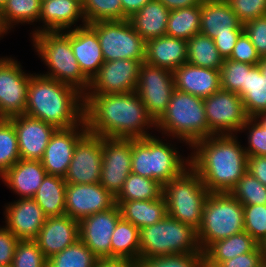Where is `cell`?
<instances>
[{"label": "cell", "mask_w": 266, "mask_h": 267, "mask_svg": "<svg viewBox=\"0 0 266 267\" xmlns=\"http://www.w3.org/2000/svg\"><path fill=\"white\" fill-rule=\"evenodd\" d=\"M82 20V24L77 22ZM32 35L45 31H67L86 25L82 10V0H42L39 24ZM76 25L73 27V25ZM73 27V28H72Z\"/></svg>", "instance_id": "cell-22"}, {"label": "cell", "mask_w": 266, "mask_h": 267, "mask_svg": "<svg viewBox=\"0 0 266 267\" xmlns=\"http://www.w3.org/2000/svg\"><path fill=\"white\" fill-rule=\"evenodd\" d=\"M151 0H121L123 8V20L129 19L137 13L147 2Z\"/></svg>", "instance_id": "cell-56"}, {"label": "cell", "mask_w": 266, "mask_h": 267, "mask_svg": "<svg viewBox=\"0 0 266 267\" xmlns=\"http://www.w3.org/2000/svg\"><path fill=\"white\" fill-rule=\"evenodd\" d=\"M115 202L120 208L122 218L135 225L139 230L163 220L168 215L163 196L154 200Z\"/></svg>", "instance_id": "cell-30"}, {"label": "cell", "mask_w": 266, "mask_h": 267, "mask_svg": "<svg viewBox=\"0 0 266 267\" xmlns=\"http://www.w3.org/2000/svg\"><path fill=\"white\" fill-rule=\"evenodd\" d=\"M6 2H7V0H0V7H3Z\"/></svg>", "instance_id": "cell-62"}, {"label": "cell", "mask_w": 266, "mask_h": 267, "mask_svg": "<svg viewBox=\"0 0 266 267\" xmlns=\"http://www.w3.org/2000/svg\"><path fill=\"white\" fill-rule=\"evenodd\" d=\"M82 10L87 24L123 20L121 0H82Z\"/></svg>", "instance_id": "cell-41"}, {"label": "cell", "mask_w": 266, "mask_h": 267, "mask_svg": "<svg viewBox=\"0 0 266 267\" xmlns=\"http://www.w3.org/2000/svg\"><path fill=\"white\" fill-rule=\"evenodd\" d=\"M224 59L217 50L214 40L198 33L187 40V63L214 70H220Z\"/></svg>", "instance_id": "cell-35"}, {"label": "cell", "mask_w": 266, "mask_h": 267, "mask_svg": "<svg viewBox=\"0 0 266 267\" xmlns=\"http://www.w3.org/2000/svg\"><path fill=\"white\" fill-rule=\"evenodd\" d=\"M263 254V260L266 262V239L260 244Z\"/></svg>", "instance_id": "cell-61"}, {"label": "cell", "mask_w": 266, "mask_h": 267, "mask_svg": "<svg viewBox=\"0 0 266 267\" xmlns=\"http://www.w3.org/2000/svg\"><path fill=\"white\" fill-rule=\"evenodd\" d=\"M253 65L224 59L220 68L221 89L238 93L242 87H246L247 70Z\"/></svg>", "instance_id": "cell-43"}, {"label": "cell", "mask_w": 266, "mask_h": 267, "mask_svg": "<svg viewBox=\"0 0 266 267\" xmlns=\"http://www.w3.org/2000/svg\"><path fill=\"white\" fill-rule=\"evenodd\" d=\"M155 136L132 139L131 173L159 182L162 186L190 167V156L183 157L172 143Z\"/></svg>", "instance_id": "cell-4"}, {"label": "cell", "mask_w": 266, "mask_h": 267, "mask_svg": "<svg viewBox=\"0 0 266 267\" xmlns=\"http://www.w3.org/2000/svg\"><path fill=\"white\" fill-rule=\"evenodd\" d=\"M264 262L261 246L252 252L238 255L233 259L221 262L217 267H258Z\"/></svg>", "instance_id": "cell-52"}, {"label": "cell", "mask_w": 266, "mask_h": 267, "mask_svg": "<svg viewBox=\"0 0 266 267\" xmlns=\"http://www.w3.org/2000/svg\"><path fill=\"white\" fill-rule=\"evenodd\" d=\"M140 230L121 218L111 237V258L140 260Z\"/></svg>", "instance_id": "cell-33"}, {"label": "cell", "mask_w": 266, "mask_h": 267, "mask_svg": "<svg viewBox=\"0 0 266 267\" xmlns=\"http://www.w3.org/2000/svg\"><path fill=\"white\" fill-rule=\"evenodd\" d=\"M99 260L79 239L47 259V267H95Z\"/></svg>", "instance_id": "cell-38"}, {"label": "cell", "mask_w": 266, "mask_h": 267, "mask_svg": "<svg viewBox=\"0 0 266 267\" xmlns=\"http://www.w3.org/2000/svg\"><path fill=\"white\" fill-rule=\"evenodd\" d=\"M70 44L81 72L91 81L105 62L97 33L88 24L73 28Z\"/></svg>", "instance_id": "cell-24"}, {"label": "cell", "mask_w": 266, "mask_h": 267, "mask_svg": "<svg viewBox=\"0 0 266 267\" xmlns=\"http://www.w3.org/2000/svg\"><path fill=\"white\" fill-rule=\"evenodd\" d=\"M156 130L172 140L184 142L189 148L198 140L207 138L204 100L175 89L166 112L156 122Z\"/></svg>", "instance_id": "cell-6"}, {"label": "cell", "mask_w": 266, "mask_h": 267, "mask_svg": "<svg viewBox=\"0 0 266 267\" xmlns=\"http://www.w3.org/2000/svg\"><path fill=\"white\" fill-rule=\"evenodd\" d=\"M96 33L105 61L117 59L145 61L146 42L128 19L88 24Z\"/></svg>", "instance_id": "cell-10"}, {"label": "cell", "mask_w": 266, "mask_h": 267, "mask_svg": "<svg viewBox=\"0 0 266 267\" xmlns=\"http://www.w3.org/2000/svg\"><path fill=\"white\" fill-rule=\"evenodd\" d=\"M243 32H230V34L217 35L213 40L223 59H228L236 45L237 39Z\"/></svg>", "instance_id": "cell-53"}, {"label": "cell", "mask_w": 266, "mask_h": 267, "mask_svg": "<svg viewBox=\"0 0 266 267\" xmlns=\"http://www.w3.org/2000/svg\"><path fill=\"white\" fill-rule=\"evenodd\" d=\"M15 58H0V118L23 115L31 73L22 69Z\"/></svg>", "instance_id": "cell-13"}, {"label": "cell", "mask_w": 266, "mask_h": 267, "mask_svg": "<svg viewBox=\"0 0 266 267\" xmlns=\"http://www.w3.org/2000/svg\"><path fill=\"white\" fill-rule=\"evenodd\" d=\"M247 130L248 145L244 147L247 156H266V129L254 117H250L240 132Z\"/></svg>", "instance_id": "cell-47"}, {"label": "cell", "mask_w": 266, "mask_h": 267, "mask_svg": "<svg viewBox=\"0 0 266 267\" xmlns=\"http://www.w3.org/2000/svg\"><path fill=\"white\" fill-rule=\"evenodd\" d=\"M259 244L243 231L212 243L204 252V267H217L221 262L252 252Z\"/></svg>", "instance_id": "cell-31"}, {"label": "cell", "mask_w": 266, "mask_h": 267, "mask_svg": "<svg viewBox=\"0 0 266 267\" xmlns=\"http://www.w3.org/2000/svg\"><path fill=\"white\" fill-rule=\"evenodd\" d=\"M140 267H204L203 253H181L139 260Z\"/></svg>", "instance_id": "cell-45"}, {"label": "cell", "mask_w": 266, "mask_h": 267, "mask_svg": "<svg viewBox=\"0 0 266 267\" xmlns=\"http://www.w3.org/2000/svg\"><path fill=\"white\" fill-rule=\"evenodd\" d=\"M100 184L114 197L131 173L132 139L103 137Z\"/></svg>", "instance_id": "cell-15"}, {"label": "cell", "mask_w": 266, "mask_h": 267, "mask_svg": "<svg viewBox=\"0 0 266 267\" xmlns=\"http://www.w3.org/2000/svg\"><path fill=\"white\" fill-rule=\"evenodd\" d=\"M174 90L173 71L145 61L141 63L135 92L155 122L166 112Z\"/></svg>", "instance_id": "cell-12"}, {"label": "cell", "mask_w": 266, "mask_h": 267, "mask_svg": "<svg viewBox=\"0 0 266 267\" xmlns=\"http://www.w3.org/2000/svg\"><path fill=\"white\" fill-rule=\"evenodd\" d=\"M66 186L67 183L63 177L46 174L43 178L33 199L41 207L47 218L66 214Z\"/></svg>", "instance_id": "cell-32"}, {"label": "cell", "mask_w": 266, "mask_h": 267, "mask_svg": "<svg viewBox=\"0 0 266 267\" xmlns=\"http://www.w3.org/2000/svg\"><path fill=\"white\" fill-rule=\"evenodd\" d=\"M258 267H266V262L264 261L260 266Z\"/></svg>", "instance_id": "cell-63"}, {"label": "cell", "mask_w": 266, "mask_h": 267, "mask_svg": "<svg viewBox=\"0 0 266 267\" xmlns=\"http://www.w3.org/2000/svg\"><path fill=\"white\" fill-rule=\"evenodd\" d=\"M175 89L205 99L221 89L220 70L185 63L173 71Z\"/></svg>", "instance_id": "cell-25"}, {"label": "cell", "mask_w": 266, "mask_h": 267, "mask_svg": "<svg viewBox=\"0 0 266 267\" xmlns=\"http://www.w3.org/2000/svg\"><path fill=\"white\" fill-rule=\"evenodd\" d=\"M261 74L266 77V57H261V60L258 63Z\"/></svg>", "instance_id": "cell-60"}, {"label": "cell", "mask_w": 266, "mask_h": 267, "mask_svg": "<svg viewBox=\"0 0 266 267\" xmlns=\"http://www.w3.org/2000/svg\"><path fill=\"white\" fill-rule=\"evenodd\" d=\"M209 194L201 177L188 167L181 175L163 185L162 196L166 201L168 215L197 231Z\"/></svg>", "instance_id": "cell-8"}, {"label": "cell", "mask_w": 266, "mask_h": 267, "mask_svg": "<svg viewBox=\"0 0 266 267\" xmlns=\"http://www.w3.org/2000/svg\"><path fill=\"white\" fill-rule=\"evenodd\" d=\"M141 62L132 59L105 61L91 79L85 94H115L135 92Z\"/></svg>", "instance_id": "cell-16"}, {"label": "cell", "mask_w": 266, "mask_h": 267, "mask_svg": "<svg viewBox=\"0 0 266 267\" xmlns=\"http://www.w3.org/2000/svg\"><path fill=\"white\" fill-rule=\"evenodd\" d=\"M11 267H47V258L35 240H19Z\"/></svg>", "instance_id": "cell-44"}, {"label": "cell", "mask_w": 266, "mask_h": 267, "mask_svg": "<svg viewBox=\"0 0 266 267\" xmlns=\"http://www.w3.org/2000/svg\"><path fill=\"white\" fill-rule=\"evenodd\" d=\"M169 10L201 5L204 0H158Z\"/></svg>", "instance_id": "cell-57"}, {"label": "cell", "mask_w": 266, "mask_h": 267, "mask_svg": "<svg viewBox=\"0 0 266 267\" xmlns=\"http://www.w3.org/2000/svg\"><path fill=\"white\" fill-rule=\"evenodd\" d=\"M87 131L106 138L142 139L156 130V122L136 92L85 94Z\"/></svg>", "instance_id": "cell-1"}, {"label": "cell", "mask_w": 266, "mask_h": 267, "mask_svg": "<svg viewBox=\"0 0 266 267\" xmlns=\"http://www.w3.org/2000/svg\"><path fill=\"white\" fill-rule=\"evenodd\" d=\"M41 2L42 0H7L3 6L7 24L13 28L19 23L32 25L39 22Z\"/></svg>", "instance_id": "cell-39"}, {"label": "cell", "mask_w": 266, "mask_h": 267, "mask_svg": "<svg viewBox=\"0 0 266 267\" xmlns=\"http://www.w3.org/2000/svg\"><path fill=\"white\" fill-rule=\"evenodd\" d=\"M15 128L21 159L41 160L57 128L26 114L9 118Z\"/></svg>", "instance_id": "cell-20"}, {"label": "cell", "mask_w": 266, "mask_h": 267, "mask_svg": "<svg viewBox=\"0 0 266 267\" xmlns=\"http://www.w3.org/2000/svg\"><path fill=\"white\" fill-rule=\"evenodd\" d=\"M254 118L266 129V111L257 114Z\"/></svg>", "instance_id": "cell-59"}, {"label": "cell", "mask_w": 266, "mask_h": 267, "mask_svg": "<svg viewBox=\"0 0 266 267\" xmlns=\"http://www.w3.org/2000/svg\"><path fill=\"white\" fill-rule=\"evenodd\" d=\"M244 24L249 20L266 15V0H226Z\"/></svg>", "instance_id": "cell-48"}, {"label": "cell", "mask_w": 266, "mask_h": 267, "mask_svg": "<svg viewBox=\"0 0 266 267\" xmlns=\"http://www.w3.org/2000/svg\"><path fill=\"white\" fill-rule=\"evenodd\" d=\"M162 194L163 186L159 182L130 173L115 201L154 200Z\"/></svg>", "instance_id": "cell-37"}, {"label": "cell", "mask_w": 266, "mask_h": 267, "mask_svg": "<svg viewBox=\"0 0 266 267\" xmlns=\"http://www.w3.org/2000/svg\"><path fill=\"white\" fill-rule=\"evenodd\" d=\"M201 5L170 10L166 35L189 40L200 33Z\"/></svg>", "instance_id": "cell-36"}, {"label": "cell", "mask_w": 266, "mask_h": 267, "mask_svg": "<svg viewBox=\"0 0 266 267\" xmlns=\"http://www.w3.org/2000/svg\"><path fill=\"white\" fill-rule=\"evenodd\" d=\"M190 148V167L210 193H229L247 172L248 156L236 134L211 135Z\"/></svg>", "instance_id": "cell-2"}, {"label": "cell", "mask_w": 266, "mask_h": 267, "mask_svg": "<svg viewBox=\"0 0 266 267\" xmlns=\"http://www.w3.org/2000/svg\"><path fill=\"white\" fill-rule=\"evenodd\" d=\"M65 197V213L77 221L116 205L115 197L100 183L67 184Z\"/></svg>", "instance_id": "cell-18"}, {"label": "cell", "mask_w": 266, "mask_h": 267, "mask_svg": "<svg viewBox=\"0 0 266 267\" xmlns=\"http://www.w3.org/2000/svg\"><path fill=\"white\" fill-rule=\"evenodd\" d=\"M77 240H79V221L66 214L47 218L35 239L47 259Z\"/></svg>", "instance_id": "cell-23"}, {"label": "cell", "mask_w": 266, "mask_h": 267, "mask_svg": "<svg viewBox=\"0 0 266 267\" xmlns=\"http://www.w3.org/2000/svg\"><path fill=\"white\" fill-rule=\"evenodd\" d=\"M95 267H140L139 261L130 259H99Z\"/></svg>", "instance_id": "cell-55"}, {"label": "cell", "mask_w": 266, "mask_h": 267, "mask_svg": "<svg viewBox=\"0 0 266 267\" xmlns=\"http://www.w3.org/2000/svg\"><path fill=\"white\" fill-rule=\"evenodd\" d=\"M244 104L249 117L266 111V77L261 74L258 65L247 70L246 87L237 93Z\"/></svg>", "instance_id": "cell-34"}, {"label": "cell", "mask_w": 266, "mask_h": 267, "mask_svg": "<svg viewBox=\"0 0 266 267\" xmlns=\"http://www.w3.org/2000/svg\"><path fill=\"white\" fill-rule=\"evenodd\" d=\"M169 13L170 10L158 0H151L128 20L133 29L147 42L166 35Z\"/></svg>", "instance_id": "cell-29"}, {"label": "cell", "mask_w": 266, "mask_h": 267, "mask_svg": "<svg viewBox=\"0 0 266 267\" xmlns=\"http://www.w3.org/2000/svg\"><path fill=\"white\" fill-rule=\"evenodd\" d=\"M228 59L249 63L251 65H258L261 57L250 41V38L245 32H243L237 39L236 45L234 46L233 51Z\"/></svg>", "instance_id": "cell-50"}, {"label": "cell", "mask_w": 266, "mask_h": 267, "mask_svg": "<svg viewBox=\"0 0 266 267\" xmlns=\"http://www.w3.org/2000/svg\"><path fill=\"white\" fill-rule=\"evenodd\" d=\"M86 132L85 121L72 128L57 129L54 132L40 160L47 174L64 178L76 143Z\"/></svg>", "instance_id": "cell-19"}, {"label": "cell", "mask_w": 266, "mask_h": 267, "mask_svg": "<svg viewBox=\"0 0 266 267\" xmlns=\"http://www.w3.org/2000/svg\"><path fill=\"white\" fill-rule=\"evenodd\" d=\"M244 229L260 245L266 239V205H243Z\"/></svg>", "instance_id": "cell-46"}, {"label": "cell", "mask_w": 266, "mask_h": 267, "mask_svg": "<svg viewBox=\"0 0 266 267\" xmlns=\"http://www.w3.org/2000/svg\"><path fill=\"white\" fill-rule=\"evenodd\" d=\"M145 62L174 71L187 63V40L167 35L148 40Z\"/></svg>", "instance_id": "cell-28"}, {"label": "cell", "mask_w": 266, "mask_h": 267, "mask_svg": "<svg viewBox=\"0 0 266 267\" xmlns=\"http://www.w3.org/2000/svg\"><path fill=\"white\" fill-rule=\"evenodd\" d=\"M11 27L7 24L4 17L3 7H0V40L3 36L11 31Z\"/></svg>", "instance_id": "cell-58"}, {"label": "cell", "mask_w": 266, "mask_h": 267, "mask_svg": "<svg viewBox=\"0 0 266 267\" xmlns=\"http://www.w3.org/2000/svg\"><path fill=\"white\" fill-rule=\"evenodd\" d=\"M40 160H18L0 178L19 198H33L46 176Z\"/></svg>", "instance_id": "cell-27"}, {"label": "cell", "mask_w": 266, "mask_h": 267, "mask_svg": "<svg viewBox=\"0 0 266 267\" xmlns=\"http://www.w3.org/2000/svg\"><path fill=\"white\" fill-rule=\"evenodd\" d=\"M5 226L19 240H35L47 217L33 198H19L4 206Z\"/></svg>", "instance_id": "cell-21"}, {"label": "cell", "mask_w": 266, "mask_h": 267, "mask_svg": "<svg viewBox=\"0 0 266 267\" xmlns=\"http://www.w3.org/2000/svg\"><path fill=\"white\" fill-rule=\"evenodd\" d=\"M140 259L181 253H203L197 231L167 215L163 220L140 229Z\"/></svg>", "instance_id": "cell-9"}, {"label": "cell", "mask_w": 266, "mask_h": 267, "mask_svg": "<svg viewBox=\"0 0 266 267\" xmlns=\"http://www.w3.org/2000/svg\"><path fill=\"white\" fill-rule=\"evenodd\" d=\"M24 114L57 129L72 128L84 121V95L72 86L33 73Z\"/></svg>", "instance_id": "cell-3"}, {"label": "cell", "mask_w": 266, "mask_h": 267, "mask_svg": "<svg viewBox=\"0 0 266 267\" xmlns=\"http://www.w3.org/2000/svg\"><path fill=\"white\" fill-rule=\"evenodd\" d=\"M247 172L266 186V156H248Z\"/></svg>", "instance_id": "cell-54"}, {"label": "cell", "mask_w": 266, "mask_h": 267, "mask_svg": "<svg viewBox=\"0 0 266 267\" xmlns=\"http://www.w3.org/2000/svg\"><path fill=\"white\" fill-rule=\"evenodd\" d=\"M243 27L259 56L266 57V15L245 22Z\"/></svg>", "instance_id": "cell-49"}, {"label": "cell", "mask_w": 266, "mask_h": 267, "mask_svg": "<svg viewBox=\"0 0 266 267\" xmlns=\"http://www.w3.org/2000/svg\"><path fill=\"white\" fill-rule=\"evenodd\" d=\"M103 137L88 131L78 140L64 176L67 184L100 183Z\"/></svg>", "instance_id": "cell-14"}, {"label": "cell", "mask_w": 266, "mask_h": 267, "mask_svg": "<svg viewBox=\"0 0 266 267\" xmlns=\"http://www.w3.org/2000/svg\"><path fill=\"white\" fill-rule=\"evenodd\" d=\"M38 57L48 68L42 76L74 87L85 95L90 81L81 72L70 44V30L45 31L31 36Z\"/></svg>", "instance_id": "cell-5"}, {"label": "cell", "mask_w": 266, "mask_h": 267, "mask_svg": "<svg viewBox=\"0 0 266 267\" xmlns=\"http://www.w3.org/2000/svg\"><path fill=\"white\" fill-rule=\"evenodd\" d=\"M230 32H244V27L229 3L226 0H204L201 4L200 33L214 39Z\"/></svg>", "instance_id": "cell-26"}, {"label": "cell", "mask_w": 266, "mask_h": 267, "mask_svg": "<svg viewBox=\"0 0 266 267\" xmlns=\"http://www.w3.org/2000/svg\"><path fill=\"white\" fill-rule=\"evenodd\" d=\"M18 241L5 225L0 226V266H11Z\"/></svg>", "instance_id": "cell-51"}, {"label": "cell", "mask_w": 266, "mask_h": 267, "mask_svg": "<svg viewBox=\"0 0 266 267\" xmlns=\"http://www.w3.org/2000/svg\"><path fill=\"white\" fill-rule=\"evenodd\" d=\"M20 159L14 125L10 119L0 118V177Z\"/></svg>", "instance_id": "cell-40"}, {"label": "cell", "mask_w": 266, "mask_h": 267, "mask_svg": "<svg viewBox=\"0 0 266 267\" xmlns=\"http://www.w3.org/2000/svg\"><path fill=\"white\" fill-rule=\"evenodd\" d=\"M229 193L242 205H266V186L248 172Z\"/></svg>", "instance_id": "cell-42"}, {"label": "cell", "mask_w": 266, "mask_h": 267, "mask_svg": "<svg viewBox=\"0 0 266 267\" xmlns=\"http://www.w3.org/2000/svg\"><path fill=\"white\" fill-rule=\"evenodd\" d=\"M245 231L243 205L230 193H210L204 203L197 230L199 247L204 252L212 243Z\"/></svg>", "instance_id": "cell-7"}, {"label": "cell", "mask_w": 266, "mask_h": 267, "mask_svg": "<svg viewBox=\"0 0 266 267\" xmlns=\"http://www.w3.org/2000/svg\"><path fill=\"white\" fill-rule=\"evenodd\" d=\"M122 218L119 206L87 216L79 221V239L99 259L111 258V237Z\"/></svg>", "instance_id": "cell-17"}, {"label": "cell", "mask_w": 266, "mask_h": 267, "mask_svg": "<svg viewBox=\"0 0 266 267\" xmlns=\"http://www.w3.org/2000/svg\"><path fill=\"white\" fill-rule=\"evenodd\" d=\"M208 124V137L211 135L236 134L250 118L241 97L223 89L203 99Z\"/></svg>", "instance_id": "cell-11"}]
</instances>
